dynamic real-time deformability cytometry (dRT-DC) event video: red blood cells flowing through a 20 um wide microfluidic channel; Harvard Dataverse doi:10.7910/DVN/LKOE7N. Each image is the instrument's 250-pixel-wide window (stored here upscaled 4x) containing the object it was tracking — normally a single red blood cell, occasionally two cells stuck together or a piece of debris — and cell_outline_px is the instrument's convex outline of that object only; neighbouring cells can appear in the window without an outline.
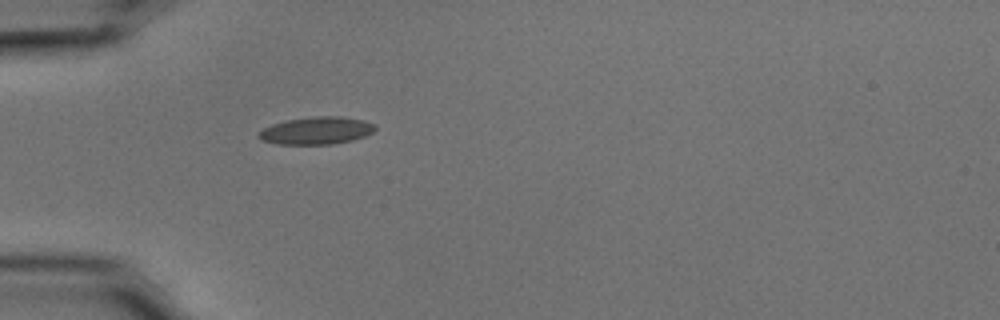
{"species": "common noctule bat (a hibernating species)", "species_latin": "Nyctalus noctula", "temperature_condition": "cold", "stored_images_in_passage": 21, "camera_frame_rate_fps": 3000, "um_per_image_px": 0.085, "animal": {"sex": "male", "body_mass_g": 15.6}, "frame": {"image": 1, "passage_image": 1, "time_ms": 0.0, "image_size_px": [1000, 320], "cell_outline_px": [[376, 128], [372, 132], [364, 136], [352, 140], [332, 144], [276, 144], [260, 140], [256, 136], [264, 128], [272, 124], [288, 120], [316, 116], [340, 116], [364, 120], [376, 124]], "centroid_in_image_um": [26.9, 11.1], "position_along_channel_um": 58.1, "area_um2": 18.61}}
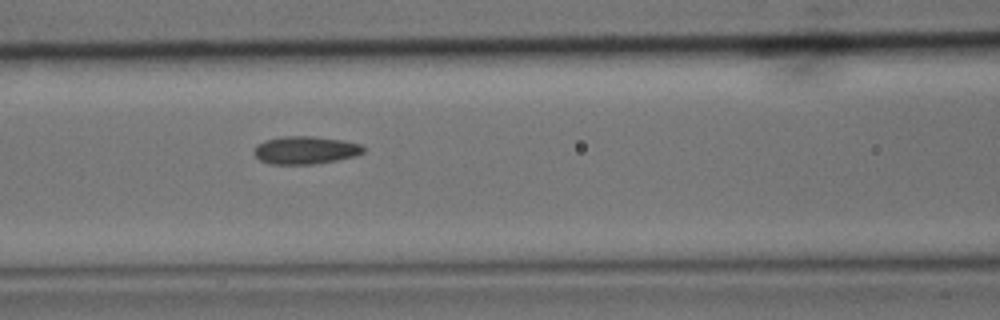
{"frame": {"image": 2, "passage_image": 8, "time_ms": 2.333, "image_size_px": [1000, 320], "cell_outline_px": [[364, 152], [356, 156], [336, 160], [312, 164], [268, 164], [260, 160], [252, 152], [252, 148], [256, 144], [264, 140], [280, 136], [312, 136], [344, 140], [360, 144], [364, 148]], "centroid_in_image_um": [25.9, 12.75], "position_along_channel_um": 140.7, "area_um2": 17.98}}
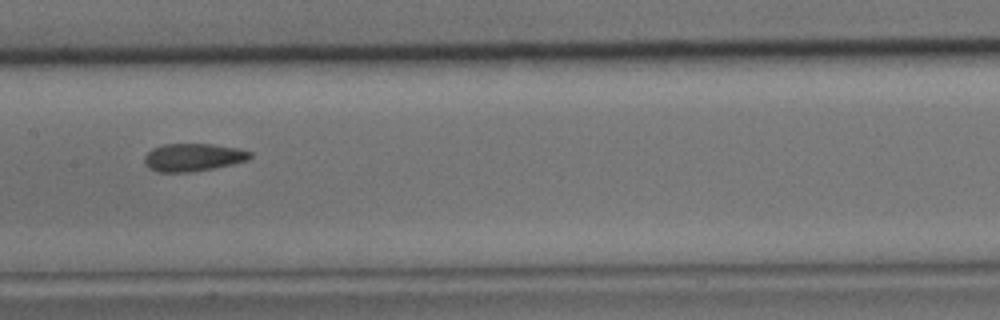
{"frame": {"image": 3, "passage_image": 12, "time_ms": 3.667, "image_size_px": [1000, 320], "cell_outline_px": [[252, 156], [248, 160], [232, 164], [192, 172], [156, 172], [148, 168], [144, 164], [144, 156], [152, 148], [164, 144], [212, 144], [236, 148], [252, 152]], "centroid_in_image_um": [16.38, 13.38], "position_along_channel_um": 191.0, "area_um2": 17.17}}